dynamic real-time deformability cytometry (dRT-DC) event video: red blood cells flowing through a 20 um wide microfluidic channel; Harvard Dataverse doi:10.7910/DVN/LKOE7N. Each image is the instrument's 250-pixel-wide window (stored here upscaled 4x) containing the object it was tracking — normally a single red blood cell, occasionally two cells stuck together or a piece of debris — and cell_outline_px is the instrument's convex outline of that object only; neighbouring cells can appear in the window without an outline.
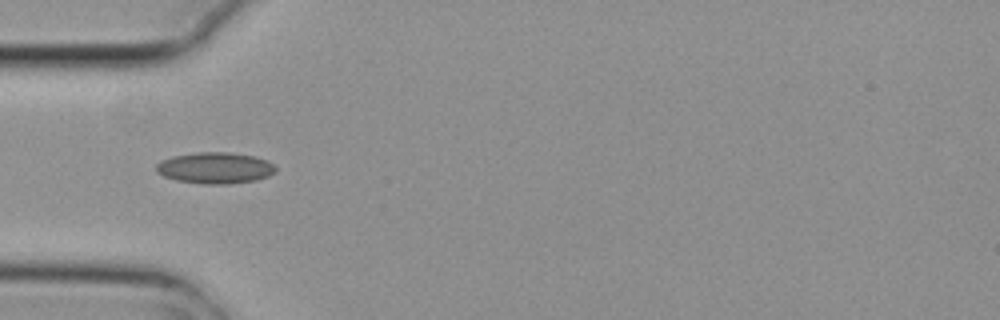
{"species": "common noctule bat (a hibernating species)", "species_latin": "Nyctalus noctula", "temperature_condition": "cold", "stored_images_in_passage": 8, "camera_frame_rate_fps": 3000, "um_per_image_px": 0.085, "animal": {"sex": "female", "body_mass_g": 29.2, "forearm_length_mm": 56.3}, "frame": {"image": 1, "passage_image": 4, "time_ms": 1.0, "image_size_px": [1000, 320], "cell_outline_px": [[276, 172], [268, 176], [256, 180], [228, 184], [204, 184], [176, 180], [164, 176], [156, 172], [156, 164], [160, 160], [172, 156], [200, 152], [228, 152], [256, 156], [268, 160], [276, 168]], "centroid_in_image_um": [18.29, 14.27], "position_along_channel_um": 66.7, "area_um2": 21.91}}
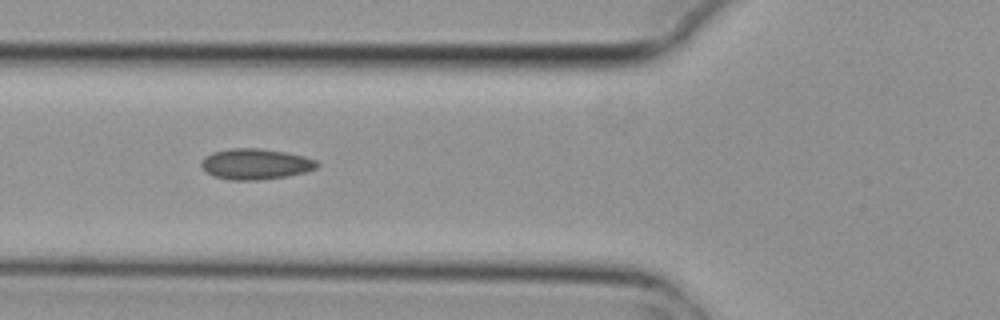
{"frame": {"image": 2, "passage_image": 5, "time_ms": 1.333, "image_size_px": [1000, 320], "cell_outline_px": [[320, 164], [316, 168], [304, 172], [288, 176], [256, 180], [228, 180], [216, 176], [208, 172], [200, 164], [200, 160], [204, 156], [212, 152], [232, 148], [260, 148], [284, 152], [304, 156], [316, 160]], "centroid_in_image_um": [21.71, 13.93], "position_along_channel_um": 104.1, "area_um2": 20.69}}
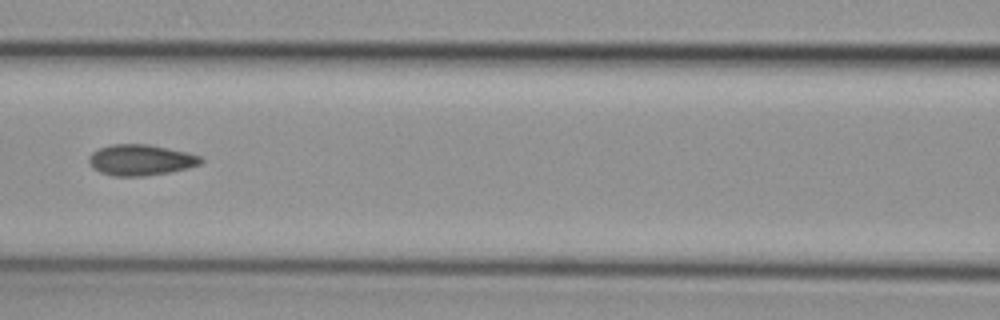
{"frame": {"image": 3, "passage_image": 6, "time_ms": 1.667, "image_size_px": [1000, 320], "cell_outline_px": [[204, 160], [200, 164], [188, 168], [168, 172], [144, 176], [112, 176], [100, 172], [92, 168], [88, 160], [88, 156], [92, 152], [100, 148], [112, 144], [148, 144], [188, 152], [200, 156]], "centroid_in_image_um": [11.94, 13.6], "position_along_channel_um": 154.7, "area_um2": 20.23}}